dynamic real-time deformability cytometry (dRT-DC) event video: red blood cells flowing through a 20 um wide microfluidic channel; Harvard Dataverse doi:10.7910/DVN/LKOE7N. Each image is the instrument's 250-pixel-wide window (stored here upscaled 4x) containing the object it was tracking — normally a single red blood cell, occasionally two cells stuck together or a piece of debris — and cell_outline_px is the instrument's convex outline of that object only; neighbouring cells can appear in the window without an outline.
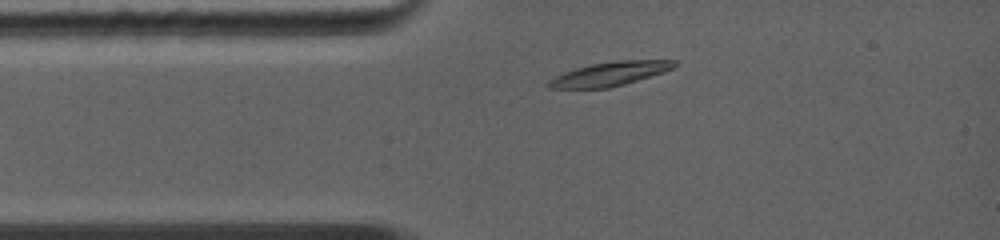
{"species": "common noctule bat (a hibernating species)", "species_latin": "Nyctalus noctula", "temperature_condition": "warm", "stored_images_in_passage": 4, "camera_frame_rate_fps": 5000, "um_per_image_px": 0.085, "animal": {"sex": "female", "body_mass_g": 19.0, "forearm_length_mm": 56.7}, "frame": {"image": 1, "passage_image": 2, "time_ms": 1.0, "image_size_px": [1000, 240], "cell_outline_px": [[680, 64], [664, 72], [624, 84], [608, 88], [548, 88], [548, 80], [564, 72], [576, 68], [592, 64], [616, 60], [676, 60]], "centroid_in_image_um": [51.87, 6.27], "position_along_channel_um": 33.1, "area_um2": 17.46}}
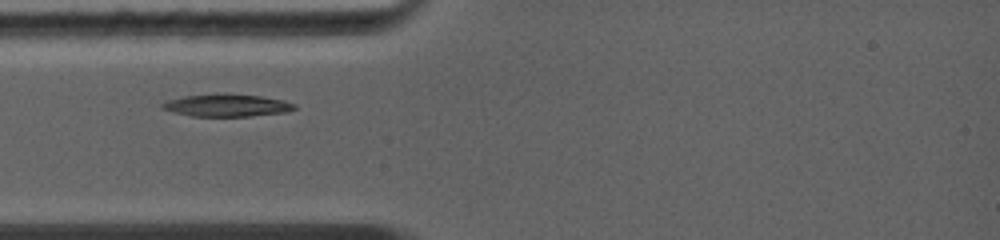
{"frame": {"image": 2, "passage_image": 3, "time_ms": 2.0, "image_size_px": [1000, 240], "cell_outline_px": [[296, 108], [288, 112], [248, 116], [192, 116], [160, 108], [160, 104], [168, 100], [184, 96], [260, 96], [284, 100], [296, 104]], "centroid_in_image_um": [19.33, 8.99], "position_along_channel_um": 65.7, "area_um2": 16.36}}